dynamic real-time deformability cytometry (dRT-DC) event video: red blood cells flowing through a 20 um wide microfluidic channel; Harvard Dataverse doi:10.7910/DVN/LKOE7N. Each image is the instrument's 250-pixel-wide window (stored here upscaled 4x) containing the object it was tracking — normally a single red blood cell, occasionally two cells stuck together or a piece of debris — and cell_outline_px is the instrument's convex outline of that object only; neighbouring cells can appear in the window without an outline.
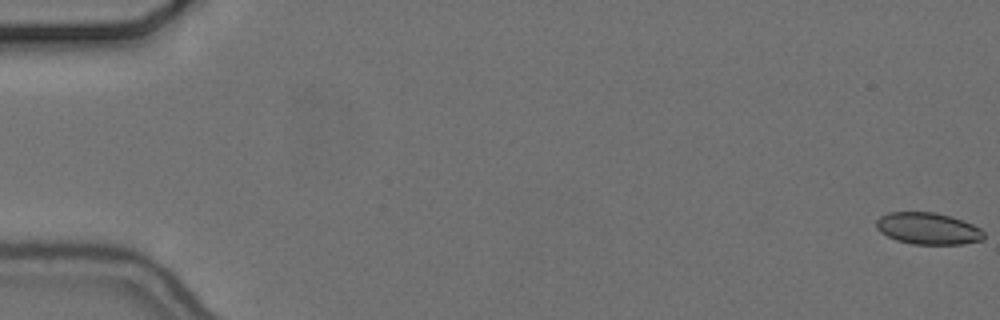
{"species": "common noctule bat (a hibernating species)", "species_latin": "Nyctalus noctula", "temperature_condition": "cold", "stored_images_in_passage": 57, "camera_frame_rate_fps": 3000, "um_per_image_px": 0.085, "animal": {"sex": "female", "body_mass_g": 24.6, "forearm_length_mm": 56.2}, "frame": {"image": 1, "passage_image": 1, "time_ms": 0.0, "image_size_px": [1000, 320], "cell_outline_px": [[984, 240], [964, 244], [912, 244], [896, 240], [880, 232], [876, 228], [876, 220], [880, 216], [888, 212], [936, 212], [972, 224], [980, 228], [984, 232]], "centroid_in_image_um": [78.87, 19.43], "position_along_channel_um": 6.1, "area_um2": 19.94}}
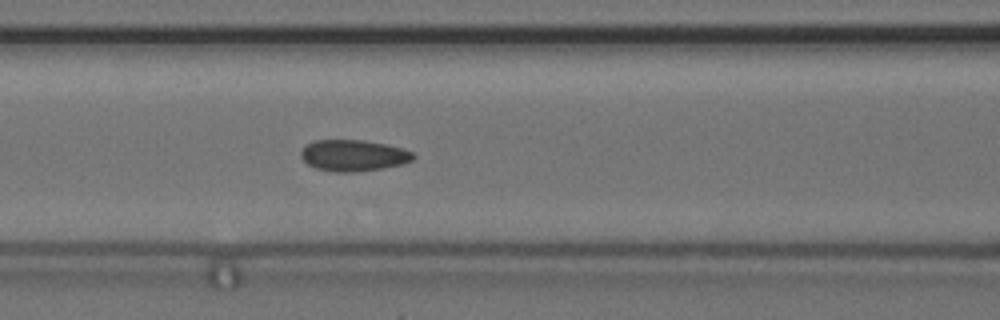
{"frame": {"image": 2, "passage_image": 25, "time_ms": 8.0, "image_size_px": [1000, 320], "cell_outline_px": [[416, 156], [412, 160], [404, 164], [384, 168], [356, 172], [332, 172], [316, 168], [308, 164], [300, 156], [300, 152], [312, 140], [364, 140], [384, 144], [400, 148], [412, 152]], "centroid_in_image_um": [30.04, 13.22], "position_along_channel_um": 136.6, "area_um2": 20.52}}
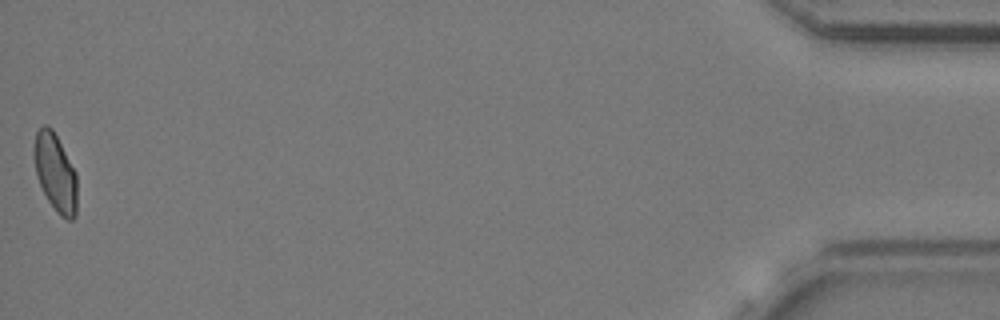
{"frame": {"image": 3, "passage_image": 57, "time_ms": 18.667, "image_size_px": [1000, 320], "cell_outline_px": [[76, 216], [72, 220], [68, 220], [60, 216], [56, 212], [48, 200], [36, 176], [32, 152], [36, 132], [44, 124], [48, 124], [52, 128], [76, 172]], "centroid_in_image_um": [4.68, 14.66], "position_along_channel_um": 430.5, "area_um2": 19.65}, "authors_computed_cell_mechanics": {"area_um2": 20.4612, "velocity_mm_per_s": 3.6736, "shape_relaxation_time_tau1_ms": null, "shape_relaxation_time_tau2_ms": 1.4668, "deformation_change_tau1": null, "deformation_change_tau2": 0.0695}}